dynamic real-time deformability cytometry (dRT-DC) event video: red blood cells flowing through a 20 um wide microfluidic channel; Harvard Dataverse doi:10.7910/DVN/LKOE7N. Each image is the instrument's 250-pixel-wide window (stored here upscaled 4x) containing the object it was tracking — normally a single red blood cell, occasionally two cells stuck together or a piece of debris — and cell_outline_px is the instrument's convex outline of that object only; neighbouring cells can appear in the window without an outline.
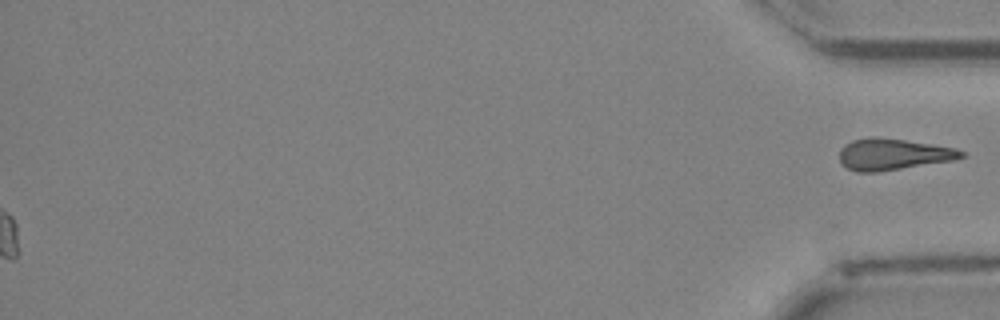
{"species": "Egyptian fruit bat (a non-hibernating species)", "species_latin": "Rousettus aegyptiacus", "temperature_condition": "cold", "stored_images_in_passage": 52, "segment_of_instrument_passage": [2, 2], "camera_frame_rate_fps": 3000, "um_per_image_px": 0.085, "animal": {"sex": "female"}, "frame": {"image": 1, "passage_image": 52, "time_ms": 17.0, "image_size_px": [1000, 320], "cell_outline_px": [[964, 156], [952, 160], [876, 172], [856, 172], [840, 164], [840, 148], [844, 144], [852, 140], [872, 136], [876, 136], [932, 144], [956, 148], [964, 152]], "centroid_in_image_um": [75.85, 13.1], "position_along_channel_um": 359.4, "area_um2": 22.2}}